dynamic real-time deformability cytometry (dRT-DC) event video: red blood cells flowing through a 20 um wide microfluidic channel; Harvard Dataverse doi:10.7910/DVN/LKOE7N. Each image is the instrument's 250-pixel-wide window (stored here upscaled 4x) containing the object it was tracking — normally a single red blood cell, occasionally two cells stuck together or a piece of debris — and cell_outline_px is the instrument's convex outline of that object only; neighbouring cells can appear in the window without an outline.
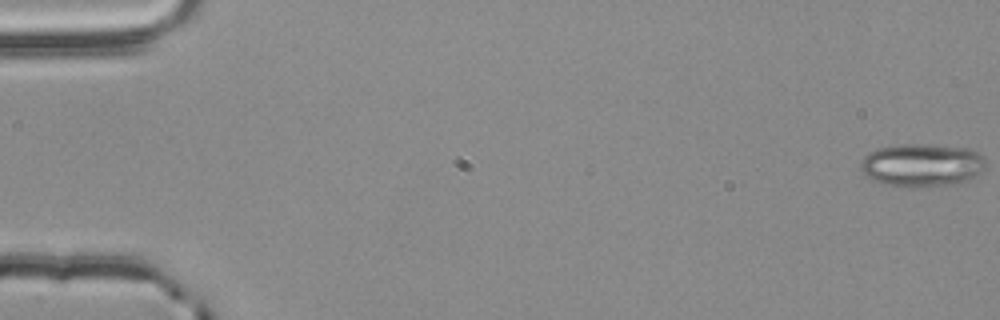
{"species": "common noctule bat (a hibernating species)", "species_latin": "Nyctalus noctula", "temperature_condition": "room temperature", "stored_images_in_passage": 56, "camera_frame_rate_fps": 3000, "um_per_image_px": 0.085, "animal": {"sex": "male", "body_mass_g": 20.4}, "frame": {"image": 1, "passage_image": 1, "time_ms": 0.0, "image_size_px": [1000, 320], "cell_outline_px": [[984, 168], [976, 176], [968, 180], [956, 184], [912, 188], [888, 184], [876, 180], [868, 176], [860, 168], [860, 160], [868, 152], [880, 148], [904, 144], [924, 144], [968, 148], [976, 152], [984, 160]], "centroid_in_image_um": [78.36, 14.04], "position_along_channel_um": 6.6, "area_um2": 31.15}}
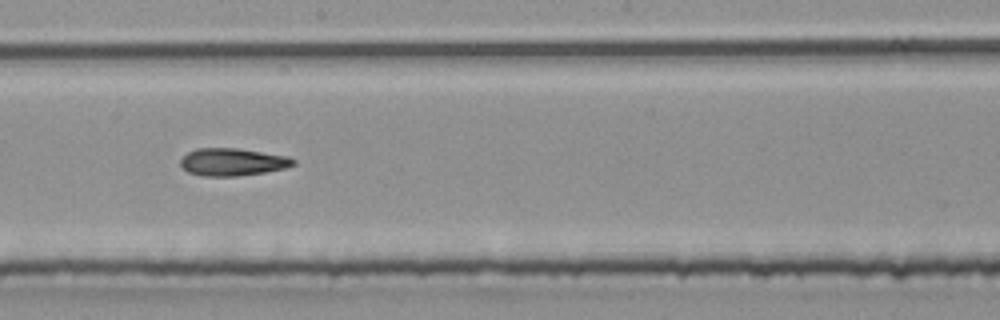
{"frame": {"image": 2, "passage_image": 32, "time_ms": 10.333, "image_size_px": [1000, 320], "cell_outline_px": [[296, 164], [284, 168], [264, 172], [236, 176], [204, 176], [188, 172], [180, 164], [180, 160], [188, 152], [196, 148], [236, 148], [288, 156], [296, 160]], "centroid_in_image_um": [19.76, 13.76], "position_along_channel_um": 228.4, "area_um2": 17.98}}
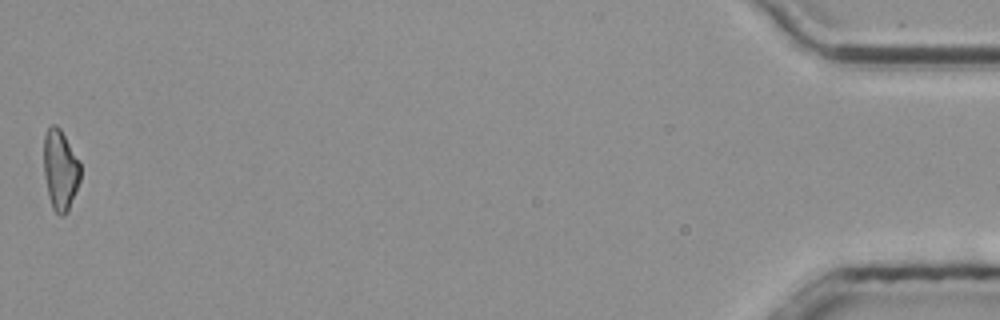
{"frame": {"image": 3, "passage_image": 56, "time_ms": 18.333, "image_size_px": [1000, 320], "cell_outline_px": [[80, 180], [76, 192], [68, 212], [64, 216], [60, 216], [52, 208], [48, 196], [44, 176], [44, 136], [48, 128], [52, 124], [56, 124], [60, 128], [80, 164]], "centroid_in_image_um": [5.11, 14.48], "position_along_channel_um": 430.1, "area_um2": 17.17}}